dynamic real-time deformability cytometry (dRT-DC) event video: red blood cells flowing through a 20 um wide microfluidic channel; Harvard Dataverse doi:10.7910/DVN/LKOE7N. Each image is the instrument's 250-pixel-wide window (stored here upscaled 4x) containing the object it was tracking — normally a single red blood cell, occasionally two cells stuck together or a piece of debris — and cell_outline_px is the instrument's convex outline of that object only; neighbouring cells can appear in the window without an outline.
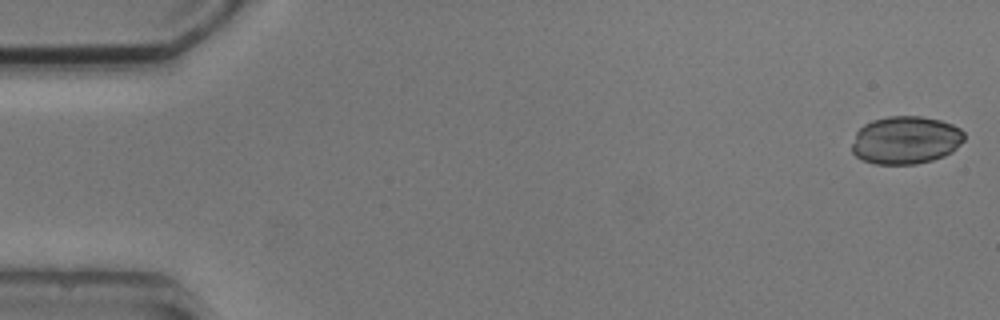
{"species": "common noctule bat (a hibernating species)", "species_latin": "Nyctalus noctula", "temperature_condition": "cold", "stored_images_in_passage": 6, "camera_frame_rate_fps": 3000, "um_per_image_px": 0.085, "animal": {"sex": "male", "body_mass_g": 20.5, "forearm_length_mm": 52.5}, "frame": {"image": 1, "passage_image": 1, "time_ms": 0.0, "image_size_px": [1000, 320], "cell_outline_px": [[964, 140], [952, 152], [944, 156], [932, 160], [916, 164], [876, 164], [864, 160], [856, 156], [852, 152], [852, 144], [856, 132], [864, 124], [872, 120], [888, 116], [920, 116], [940, 120], [952, 124], [960, 128], [964, 132]], "centroid_in_image_um": [76.99, 11.9], "position_along_channel_um": 8.0, "area_um2": 31.44}}